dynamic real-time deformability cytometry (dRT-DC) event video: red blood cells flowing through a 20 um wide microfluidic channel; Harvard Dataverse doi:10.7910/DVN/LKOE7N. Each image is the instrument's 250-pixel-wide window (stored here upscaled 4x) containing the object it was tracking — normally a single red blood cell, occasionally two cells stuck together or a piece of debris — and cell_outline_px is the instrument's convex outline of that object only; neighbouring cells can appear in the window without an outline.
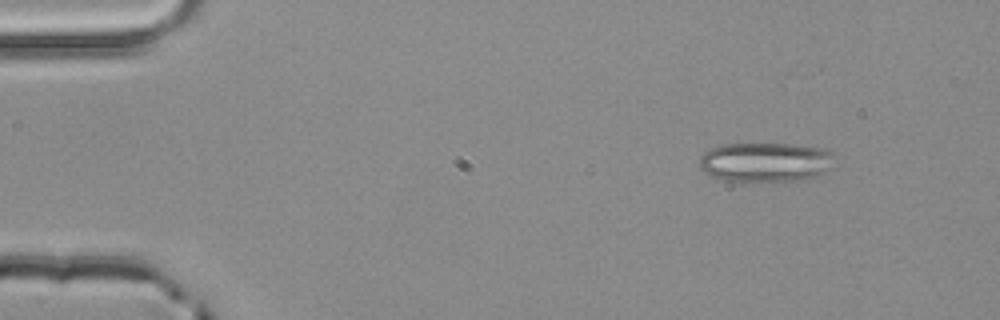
{"species": "common noctule bat (a hibernating species)", "species_latin": "Nyctalus noctula", "temperature_condition": "room temperature", "stored_images_in_passage": 3, "camera_frame_rate_fps": 3000, "um_per_image_px": 0.085, "animal": {"sex": "male", "body_mass_g": 20.4}, "frame": {"image": 1, "passage_image": 1, "time_ms": 0.0, "image_size_px": [1000, 320], "cell_outline_px": [[836, 168], [804, 180], [724, 180], [708, 176], [700, 168], [700, 156], [704, 152], [712, 148], [724, 144], [788, 144], [824, 148], [832, 152]], "centroid_in_image_um": [65.11, 13.77], "position_along_channel_um": 19.9, "area_um2": 31.15}}
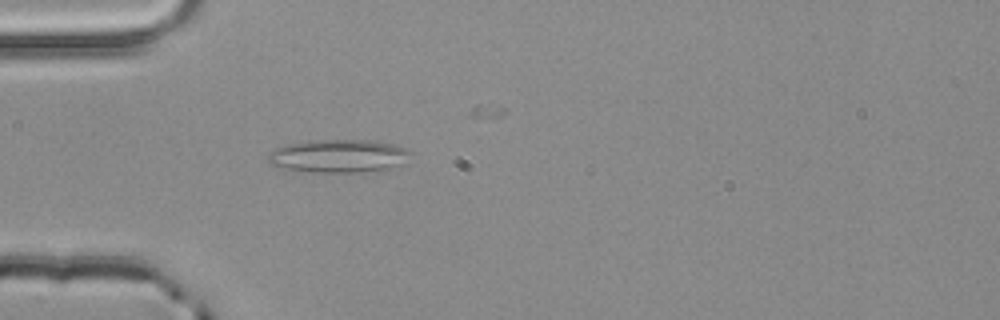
{"frame": {"image": 2, "passage_image": 3, "time_ms": 0.667, "image_size_px": [1000, 320], "cell_outline_px": [[412, 152], [404, 164], [384, 172], [308, 172], [284, 168], [268, 164], [268, 152], [276, 148], [288, 144], [308, 140], [376, 140], [392, 144], [404, 148]], "centroid_in_image_um": [28.83, 13.28], "position_along_channel_um": 56.2, "area_um2": 28.15}}